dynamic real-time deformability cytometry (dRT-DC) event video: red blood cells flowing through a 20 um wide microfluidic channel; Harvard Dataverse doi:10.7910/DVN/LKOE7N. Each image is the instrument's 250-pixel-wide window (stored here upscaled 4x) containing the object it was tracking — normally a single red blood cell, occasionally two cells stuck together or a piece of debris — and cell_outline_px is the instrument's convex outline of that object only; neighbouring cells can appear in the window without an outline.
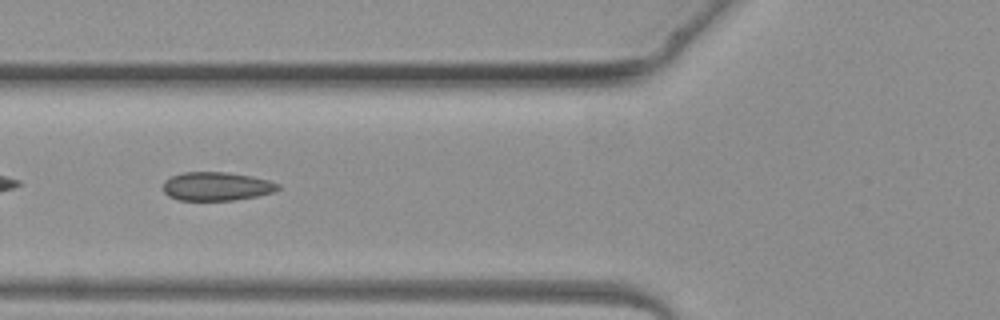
{"species": "common noctule bat (a hibernating species)", "species_latin": "Nyctalus noctula", "temperature_condition": "warm", "stored_images_in_passage": 4, "camera_frame_rate_fps": 3000, "um_per_image_px": 0.085, "animal": {"sex": "female", "body_mass_g": 19.3, "forearm_length_mm": 54.1}, "frame": {"image": 1, "passage_image": 4, "time_ms": 3.667, "image_size_px": [1000, 320], "cell_outline_px": [[280, 188], [272, 192], [256, 196], [236, 200], [180, 200], [168, 196], [164, 192], [164, 180], [172, 176], [184, 172], [228, 172], [252, 176], [268, 180], [280, 184]], "centroid_in_image_um": [18.41, 15.83], "position_along_channel_um": 107.4, "area_um2": 19.13}}